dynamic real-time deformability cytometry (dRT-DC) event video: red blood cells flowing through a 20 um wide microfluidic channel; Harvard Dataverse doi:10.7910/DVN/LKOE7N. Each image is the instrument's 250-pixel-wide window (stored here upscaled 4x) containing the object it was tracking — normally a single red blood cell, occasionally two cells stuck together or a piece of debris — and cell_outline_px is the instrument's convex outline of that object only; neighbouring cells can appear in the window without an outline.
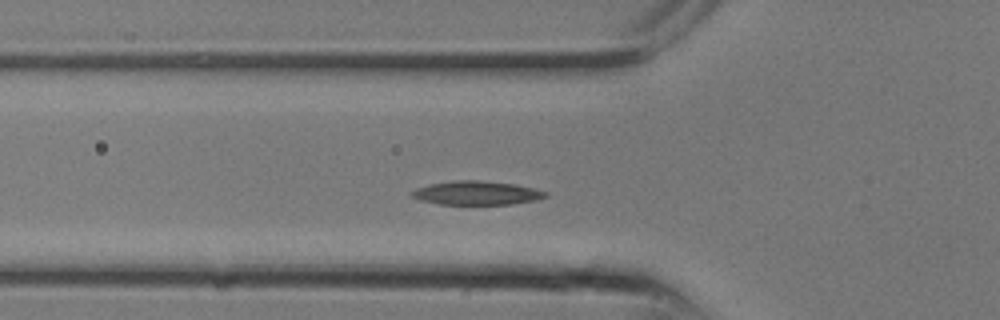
{"species": "common noctule bat (a hibernating species)", "species_latin": "Nyctalus noctula", "temperature_condition": "room temperature", "stored_images_in_passage": 14, "camera_frame_rate_fps": 3000, "um_per_image_px": 0.085, "animal": {"sex": "male", "body_mass_g": 13.3}, "frame": {"image": 1, "passage_image": 5, "time_ms": 1.333, "image_size_px": [1000, 320], "cell_outline_px": [[548, 196], [536, 200], [512, 204], [440, 204], [420, 200], [412, 196], [408, 192], [416, 188], [428, 184], [456, 180], [480, 180], [516, 184], [548, 192]], "centroid_in_image_um": [40.5, 16.39], "position_along_channel_um": 85.3, "area_um2": 18.61}}
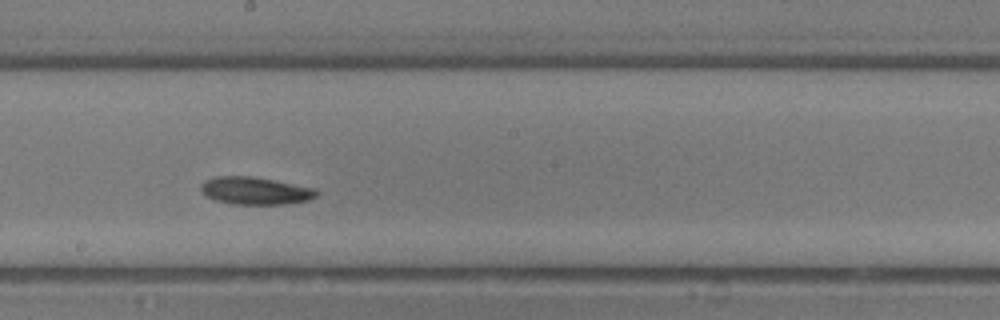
{"frame": {"image": 2, "passage_image": 10, "time_ms": 3.0, "image_size_px": [1000, 320], "cell_outline_px": [[320, 192], [316, 196], [308, 200], [288, 204], [232, 204], [212, 200], [204, 196], [200, 192], [200, 184], [204, 180], [216, 176], [252, 176], [316, 188]], "centroid_in_image_um": [21.65, 16.22], "position_along_channel_um": 226.6, "area_um2": 18.9}}
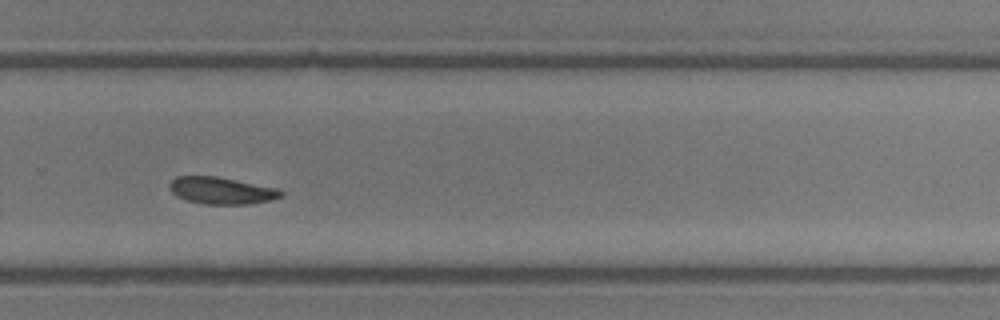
{"frame": {"image": 3, "passage_image": 13, "time_ms": 4.0, "image_size_px": [1000, 320], "cell_outline_px": [[284, 196], [272, 200], [248, 204], [204, 204], [184, 200], [176, 196], [168, 188], [168, 184], [176, 176], [216, 176], [276, 188], [284, 192]], "centroid_in_image_um": [18.8, 16.2], "position_along_channel_um": 311.0, "area_um2": 17.63}}